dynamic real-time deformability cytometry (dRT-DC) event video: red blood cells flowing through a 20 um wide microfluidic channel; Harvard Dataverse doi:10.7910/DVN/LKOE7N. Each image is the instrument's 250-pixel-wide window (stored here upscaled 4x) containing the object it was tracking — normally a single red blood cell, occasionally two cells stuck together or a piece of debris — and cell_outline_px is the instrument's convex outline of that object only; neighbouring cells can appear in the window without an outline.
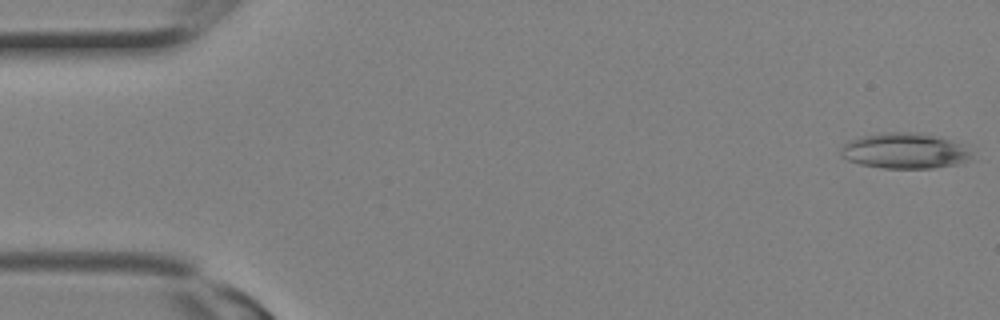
{"species": "Egyptian fruit bat (a non-hibernating species)", "species_latin": "Rousettus aegyptiacus", "temperature_condition": "room temperature", "stored_images_in_passage": 4, "camera_frame_rate_fps": 3000, "um_per_image_px": 0.085, "animal": {"sex": "female"}, "frame": {"image": 1, "passage_image": 1, "time_ms": 0.0, "image_size_px": [1000, 320], "cell_outline_px": [[972, 156], [968, 160], [960, 164], [932, 168], [880, 168], [860, 164], [848, 160], [840, 156], [840, 148], [848, 140], [864, 136], [884, 132], [916, 132], [936, 136], [964, 144], [972, 152]], "centroid_in_image_um": [76.91, 12.82], "position_along_channel_um": 8.1, "area_um2": 27.4}}
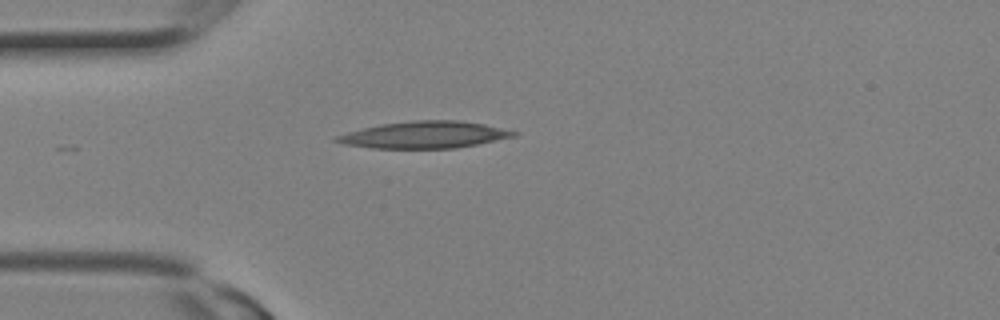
{"frame": {"image": 2, "passage_image": 4, "time_ms": 1.0, "image_size_px": [1000, 320], "cell_outline_px": [[520, 132], [516, 136], [456, 148], [372, 148], [344, 144], [332, 140], [336, 136], [348, 132], [380, 124], [416, 120], [460, 120], [484, 124]], "centroid_in_image_um": [36.09, 11.45], "position_along_channel_um": 48.9, "area_um2": 27.57}}